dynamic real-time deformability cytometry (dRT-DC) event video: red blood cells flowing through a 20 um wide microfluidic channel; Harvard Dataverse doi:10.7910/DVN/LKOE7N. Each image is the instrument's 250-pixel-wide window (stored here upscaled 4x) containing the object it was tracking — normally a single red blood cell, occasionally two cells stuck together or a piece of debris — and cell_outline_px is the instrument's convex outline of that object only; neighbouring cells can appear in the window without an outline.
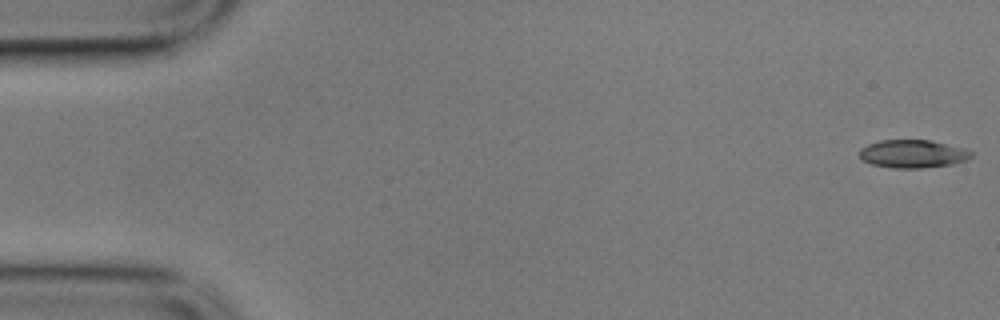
{"species": "common noctule bat (a hibernating species)", "species_latin": "Nyctalus noctula", "temperature_condition": "cold", "stored_images_in_passage": 56, "camera_frame_rate_fps": 3000, "um_per_image_px": 0.085, "animal": {"sex": "male", "body_mass_g": 17.9}, "frame": {"image": 1, "passage_image": 1, "time_ms": 0.0, "image_size_px": [1000, 320], "cell_outline_px": [[972, 156], [964, 160], [952, 164], [920, 168], [892, 168], [872, 164], [864, 160], [860, 156], [860, 148], [868, 144], [880, 140], [932, 140], [968, 148], [972, 152]], "centroid_in_image_um": [77.62, 13.06], "position_along_channel_um": 7.4, "area_um2": 18.32}}
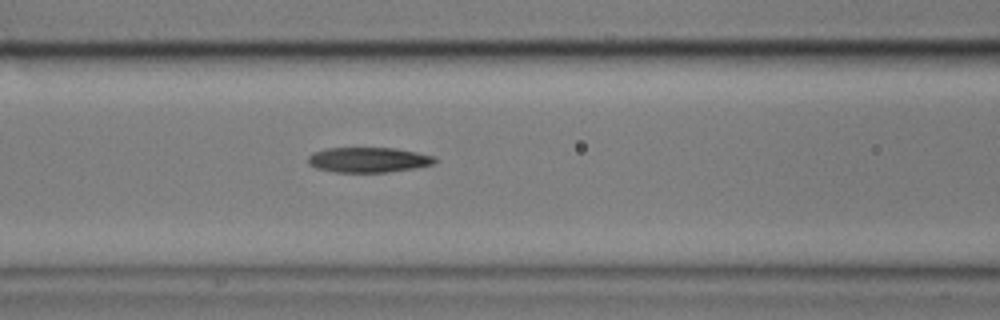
{"frame": {"image": 2, "passage_image": 23, "time_ms": 7.333, "image_size_px": [1000, 320], "cell_outline_px": [[440, 160], [436, 164], [416, 168], [388, 172], [336, 172], [316, 168], [308, 164], [308, 156], [312, 152], [324, 148], [396, 148], [436, 156]], "centroid_in_image_um": [31.36, 13.58], "position_along_channel_um": 135.2, "area_um2": 18.9}}
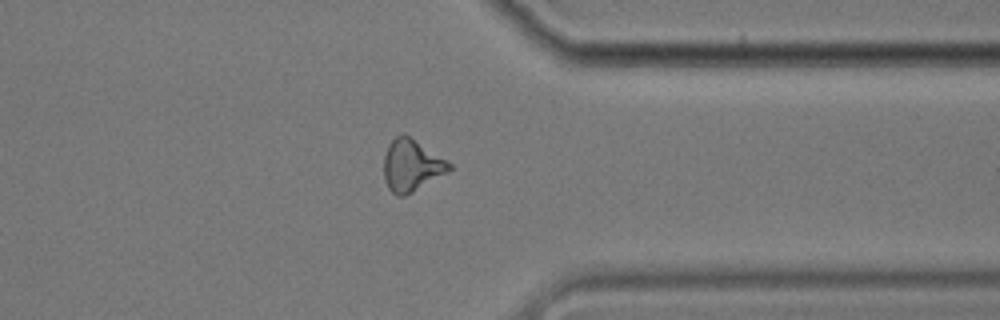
{"frame": {"image": 3, "passage_image": 44, "time_ms": 14.333, "image_size_px": [1000, 320], "cell_outline_px": [[452, 168], [448, 172], [412, 192], [404, 196], [396, 196], [388, 188], [384, 176], [384, 156], [388, 144], [400, 132], [404, 132], [448, 160], [452, 164]], "centroid_in_image_um": [34.98, 14.03], "position_along_channel_um": 376.4, "area_um2": 19.94}, "authors_computed_cell_mechanics": {"area_um2": 19.0451, "velocity_mm_per_s": 3.53, "shape_relaxation_time_tau1_ms": null, "shape_relaxation_time_tau2_ms": 5.1211, "deformation_change_tau1": null, "deformation_change_tau2": 0.1671}}